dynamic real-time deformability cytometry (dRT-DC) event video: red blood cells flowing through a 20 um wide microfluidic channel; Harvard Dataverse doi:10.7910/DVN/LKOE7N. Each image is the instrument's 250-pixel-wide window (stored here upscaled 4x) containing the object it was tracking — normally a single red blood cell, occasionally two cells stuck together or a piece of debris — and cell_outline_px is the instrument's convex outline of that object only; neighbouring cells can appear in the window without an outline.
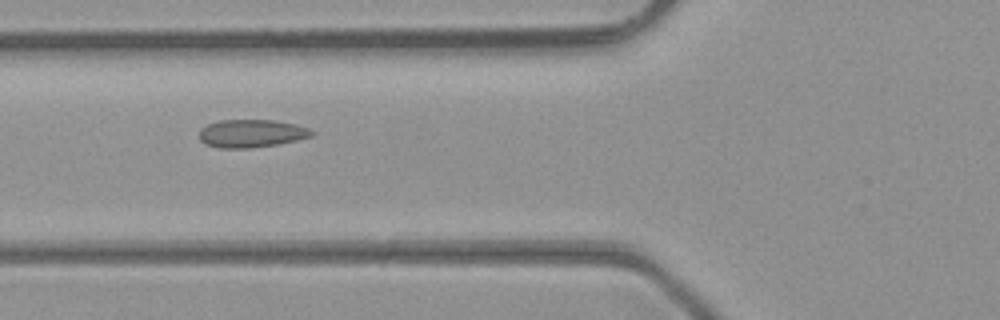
{"species": "common noctule bat (a hibernating species)", "species_latin": "Nyctalus noctula", "temperature_condition": "room temperature", "stored_images_in_passage": 6, "camera_frame_rate_fps": 3000, "um_per_image_px": 0.085, "animal": {"sex": "male", "body_mass_g": 23.1, "forearm_length_mm": 52.7}, "frame": {"image": 1, "passage_image": 4, "time_ms": 1.0, "image_size_px": [1000, 320], "cell_outline_px": [[316, 132], [312, 136], [280, 144], [252, 148], [220, 148], [204, 144], [200, 140], [200, 128], [208, 124], [220, 120], [272, 120], [296, 124], [308, 128]], "centroid_in_image_um": [21.38, 11.35], "position_along_channel_um": 104.4, "area_um2": 18.44}}
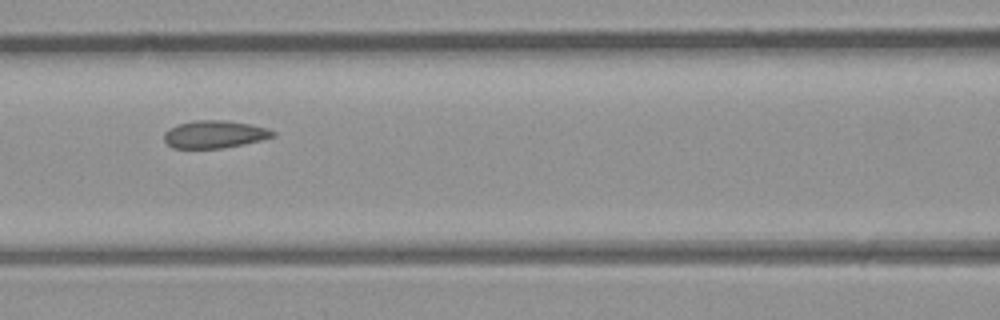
{"frame": {"image": 2, "passage_image": 5, "time_ms": 1.333, "image_size_px": [1000, 320], "cell_outline_px": [[276, 136], [244, 144], [224, 148], [172, 148], [164, 140], [164, 132], [176, 124], [192, 120], [224, 120], [252, 124], [268, 128], [276, 132]], "centroid_in_image_um": [18.24, 11.41], "position_along_channel_um": 148.4, "area_um2": 17.69}}
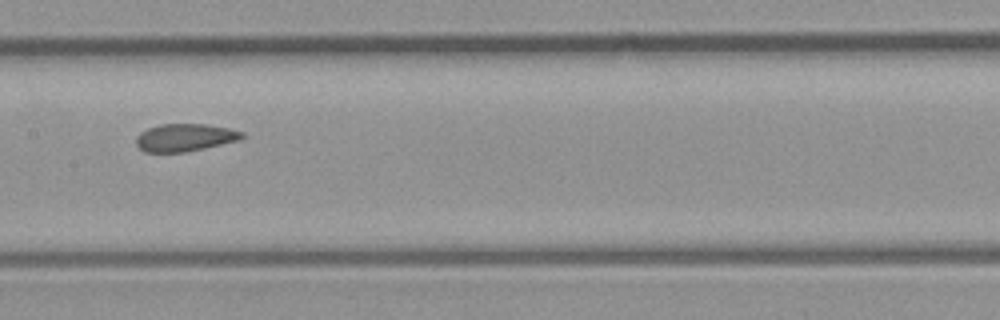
{"frame": {"image": 3, "passage_image": 6, "time_ms": 1.667, "image_size_px": [1000, 320], "cell_outline_px": [[244, 136], [240, 140], [204, 148], [184, 152], [144, 152], [136, 144], [136, 136], [140, 132], [148, 128], [160, 124], [204, 124], [228, 128], [244, 132]], "centroid_in_image_um": [15.7, 11.69], "position_along_channel_um": 191.7, "area_um2": 16.99}}